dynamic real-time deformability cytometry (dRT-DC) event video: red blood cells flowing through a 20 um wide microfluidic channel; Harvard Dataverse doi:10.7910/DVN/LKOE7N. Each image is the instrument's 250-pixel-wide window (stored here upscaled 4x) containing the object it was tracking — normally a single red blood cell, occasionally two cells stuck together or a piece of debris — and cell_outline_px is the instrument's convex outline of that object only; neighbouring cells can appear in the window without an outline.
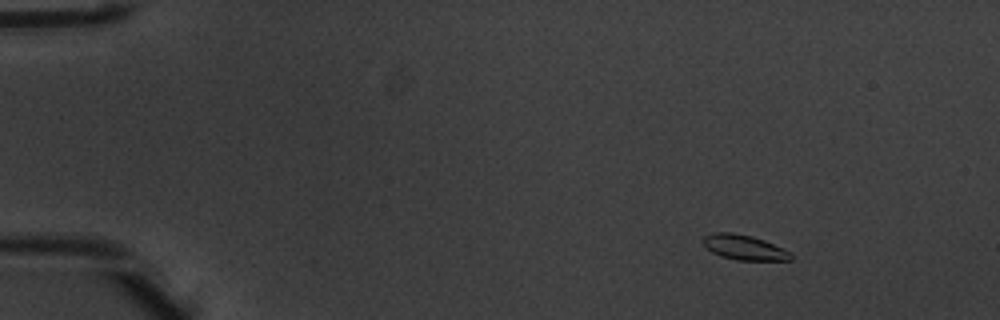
{"species": "common noctule bat (a hibernating species)", "species_latin": "Nyctalus noctula", "temperature_condition": "warm", "stored_images_in_passage": 7, "camera_frame_rate_fps": 3000, "um_per_image_px": 0.085, "animal": {"sex": "male", "body_mass_g": 20.1, "forearm_length_mm": 53.5}, "frame": {"image": 1, "passage_image": 2, "time_ms": 0.333, "image_size_px": [1000, 320], "cell_outline_px": [[792, 260], [736, 260], [720, 256], [712, 252], [700, 240], [704, 236], [716, 232], [732, 232], [752, 236], [764, 240], [792, 252]], "centroid_in_image_um": [63.25, 21.02], "position_along_channel_um": 21.7, "area_um2": 12.83}}
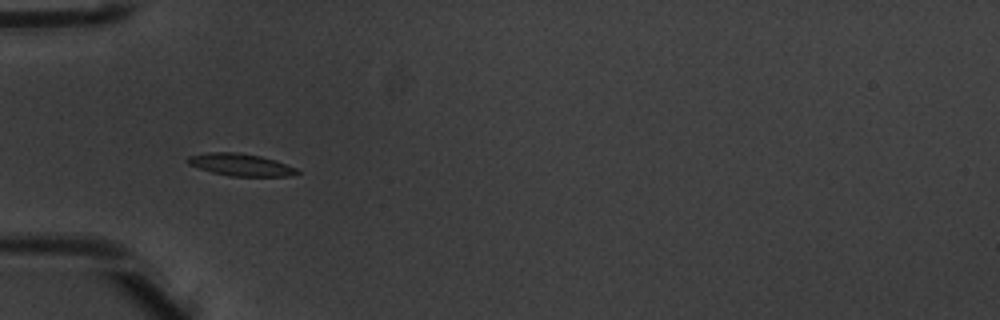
{"frame": {"image": 2, "passage_image": 5, "time_ms": 1.333, "image_size_px": [1000, 320], "cell_outline_px": [[300, 172], [288, 176], [228, 176], [212, 172], [188, 164], [184, 160], [188, 156], [208, 152], [240, 152], [260, 156], [276, 160], [296, 168]], "centroid_in_image_um": [20.42, 13.99], "position_along_channel_um": 64.6, "area_um2": 14.22}}
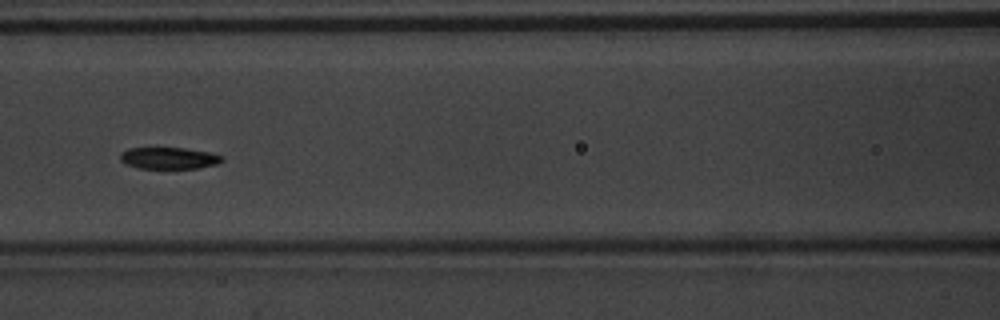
{"frame": {"image": 3, "passage_image": 7, "time_ms": 2.0, "image_size_px": [1000, 320], "cell_outline_px": [[224, 160], [216, 164], [196, 168], [136, 168], [124, 164], [120, 160], [120, 152], [128, 148], [184, 148], [208, 152], [224, 156]], "centroid_in_image_um": [14.31, 13.44], "position_along_channel_um": 152.3, "area_um2": 12.89}}